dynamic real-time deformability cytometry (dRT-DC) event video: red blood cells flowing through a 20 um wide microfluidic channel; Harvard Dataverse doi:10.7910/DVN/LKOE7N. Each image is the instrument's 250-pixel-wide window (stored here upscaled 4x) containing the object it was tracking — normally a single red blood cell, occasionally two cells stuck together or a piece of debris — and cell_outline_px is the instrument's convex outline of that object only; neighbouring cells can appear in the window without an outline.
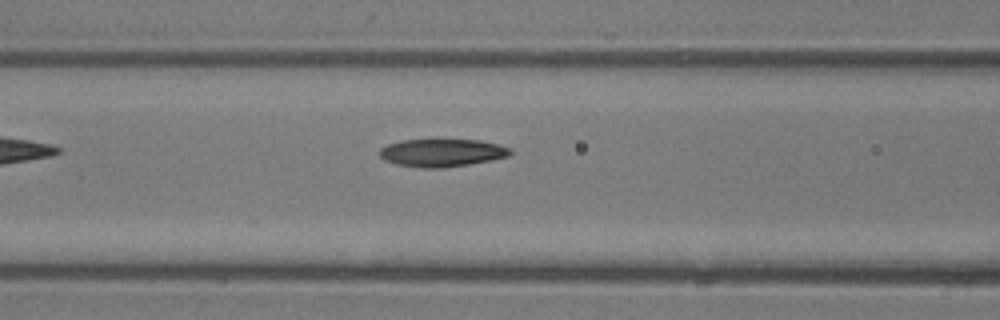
{"species": "common noctule bat (a hibernating species)", "species_latin": "Nyctalus noctula", "temperature_condition": "room temperature", "stored_images_in_passage": 7, "camera_frame_rate_fps": 3000, "um_per_image_px": 0.085, "animal": {"sex": "male", "body_mass_g": 13.3}, "frame": {"image": 1, "passage_image": 7, "time_ms": 7.667, "image_size_px": [1000, 320], "cell_outline_px": [[512, 152], [508, 156], [492, 160], [444, 168], [424, 168], [396, 164], [384, 160], [376, 152], [380, 148], [388, 144], [404, 140], [480, 140], [512, 148]], "centroid_in_image_um": [37.54, 12.99], "position_along_channel_um": 129.1, "area_um2": 21.15}}